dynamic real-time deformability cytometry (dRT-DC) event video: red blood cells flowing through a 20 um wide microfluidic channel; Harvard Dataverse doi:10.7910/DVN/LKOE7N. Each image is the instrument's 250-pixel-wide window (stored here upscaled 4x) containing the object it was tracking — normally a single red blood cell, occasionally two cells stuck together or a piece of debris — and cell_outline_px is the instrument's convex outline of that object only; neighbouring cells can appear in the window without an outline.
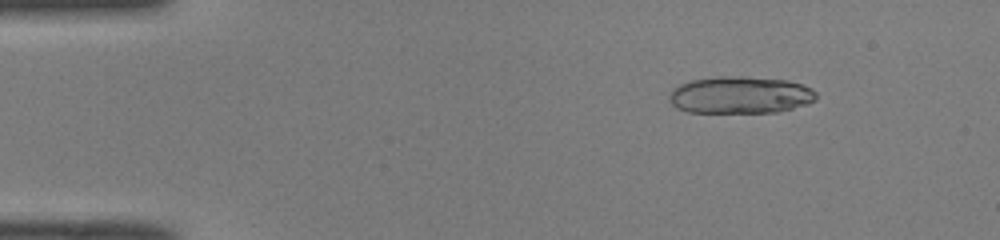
{"species": "common noctule bat (a hibernating species)", "species_latin": "Nyctalus noctula", "temperature_condition": "room temperature", "stored_images_in_passage": 50, "camera_frame_rate_fps": 3000, "um_per_image_px": 0.085, "animal": {"sex": "male", "body_mass_g": 19.0, "forearm_length_mm": 50.8}, "frame": {"image": 1, "passage_image": 7, "time_ms": 2.0, "image_size_px": [1000, 240], "cell_outline_px": [[816, 100], [808, 104], [780, 112], [688, 112], [676, 108], [668, 100], [668, 96], [672, 88], [680, 84], [692, 80], [720, 76], [748, 76], [788, 80], [804, 84], [812, 88], [816, 92]], "centroid_in_image_um": [62.94, 8.07], "position_along_channel_um": 22.1, "area_um2": 32.25}, "authors_computed_cell_mechanics": {"area_um2": 18.496, "velocity_mm_per_s": 4.1073, "shape_relaxation_time_tau1_ms": null, "shape_relaxation_time_tau2_ms": 2.4868, "deformation_change_tau1": null, "deformation_change_tau2": 0.1016}}